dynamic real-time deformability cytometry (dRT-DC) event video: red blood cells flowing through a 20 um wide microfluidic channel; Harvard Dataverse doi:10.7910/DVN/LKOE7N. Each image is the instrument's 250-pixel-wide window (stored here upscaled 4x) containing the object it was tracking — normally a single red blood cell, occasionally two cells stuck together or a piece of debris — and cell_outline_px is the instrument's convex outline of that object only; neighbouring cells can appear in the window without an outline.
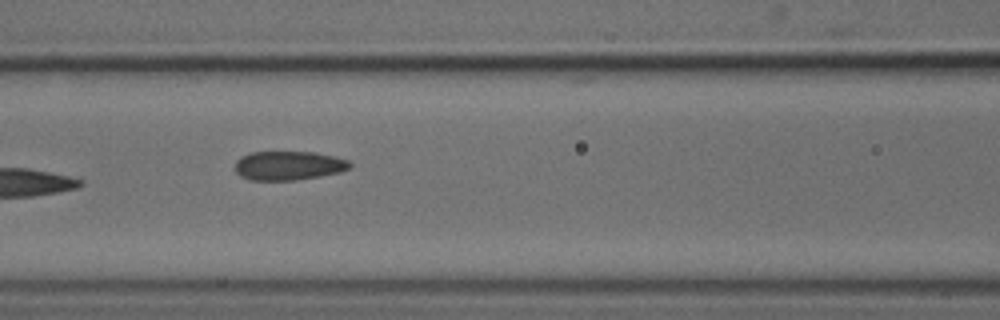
{"species": "common noctule bat (a hibernating species)", "species_latin": "Nyctalus noctula", "temperature_condition": "cold", "stored_images_in_passage": 13, "camera_frame_rate_fps": 3000, "um_per_image_px": 0.085, "animal": {"sex": "male", "body_mass_g": 18.8}, "frame": {"image": 1, "passage_image": 6, "time_ms": 6.667, "image_size_px": [1000, 320], "cell_outline_px": [[352, 168], [340, 172], [320, 176], [296, 180], [252, 180], [240, 176], [236, 172], [236, 160], [240, 156], [252, 152], [316, 152], [336, 156], [348, 160], [352, 164]], "centroid_in_image_um": [24.56, 14.07], "position_along_channel_um": 142.0, "area_um2": 19.59}}
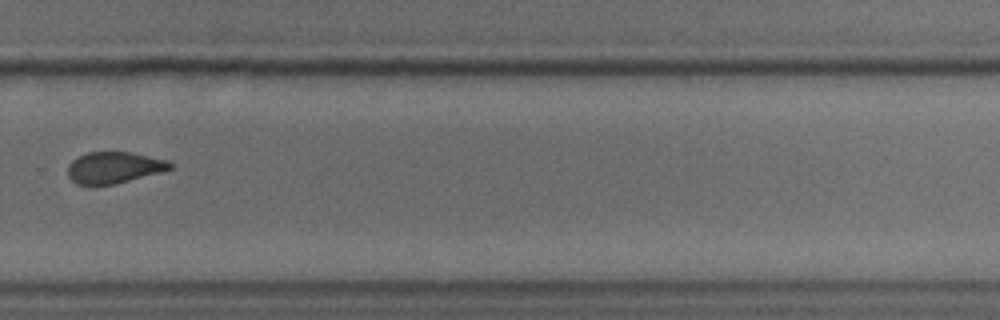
{"frame": {"image": 2, "passage_image": 10, "time_ms": 11.333, "image_size_px": [1000, 320], "cell_outline_px": [[172, 168], [164, 172], [116, 184], [76, 184], [68, 176], [68, 164], [72, 160], [88, 152], [132, 152], [168, 160], [172, 164]], "centroid_in_image_um": [9.73, 14.24], "position_along_channel_um": 320.1, "area_um2": 18.84}}
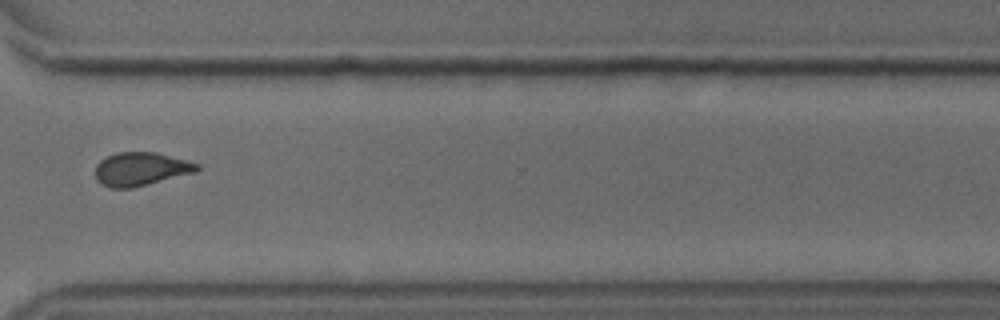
{"frame": {"image": 3, "passage_image": 11, "time_ms": 12.333, "image_size_px": [1000, 320], "cell_outline_px": [[200, 168], [196, 172], [132, 188], [112, 188], [100, 184], [96, 180], [96, 164], [100, 160], [116, 152], [156, 152], [200, 164]], "centroid_in_image_um": [11.96, 14.37], "position_along_channel_um": 358.6, "area_um2": 19.83}, "authors_computed_cell_mechanics": {"area_um2": 20.1722, "velocity_mm_per_s": 3.8164, "shape_relaxation_time_tau1_ms": null, "shape_relaxation_time_tau2_ms": 2.0414, "deformation_change_tau1": null, "deformation_change_tau2": 0.0921}}